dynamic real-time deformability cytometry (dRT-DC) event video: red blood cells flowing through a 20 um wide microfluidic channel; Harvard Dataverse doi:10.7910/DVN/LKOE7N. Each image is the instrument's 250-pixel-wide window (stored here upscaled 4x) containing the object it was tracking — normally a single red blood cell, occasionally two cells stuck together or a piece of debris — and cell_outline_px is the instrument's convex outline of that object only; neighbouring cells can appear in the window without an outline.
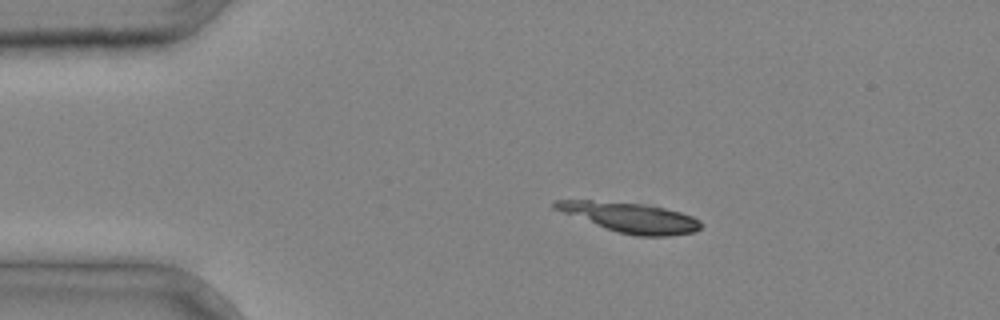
{"species": "common noctule bat (a hibernating species)", "species_latin": "Nyctalus noctula", "temperature_condition": "cold", "stored_images_in_passage": 2, "camera_frame_rate_fps": 3000, "um_per_image_px": 0.085, "animal": {"sex": "male", "body_mass_g": 20.4}, "frame": {"image": 1, "passage_image": 1, "time_ms": 0.0, "image_size_px": [1000, 320], "cell_outline_px": [[704, 224], [696, 232], [668, 236], [636, 236], [616, 232], [604, 228], [552, 208], [552, 200], [592, 200], [644, 204], [664, 208], [680, 212], [692, 216], [700, 220]], "centroid_in_image_um": [53.59, 18.49], "position_along_channel_um": 31.4, "area_um2": 25.43}}